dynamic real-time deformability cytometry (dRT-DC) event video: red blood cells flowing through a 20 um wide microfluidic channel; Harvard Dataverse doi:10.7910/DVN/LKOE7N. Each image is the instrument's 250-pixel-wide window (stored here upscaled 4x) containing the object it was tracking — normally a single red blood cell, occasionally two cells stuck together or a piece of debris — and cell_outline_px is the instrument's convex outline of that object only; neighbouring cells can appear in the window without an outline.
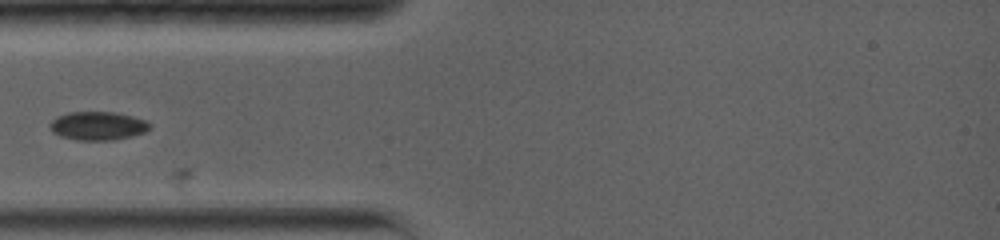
{"species": "common noctule bat (a hibernating species)", "species_latin": "Nyctalus noctula", "temperature_condition": "warm", "stored_images_in_passage": 4, "camera_frame_rate_fps": 5000, "um_per_image_px": 0.085, "animal": {"sex": "female", "body_mass_g": 19.0, "forearm_length_mm": 56.7}, "frame": {"image": 1, "passage_image": 1, "time_ms": 0.0, "image_size_px": [1000, 240], "cell_outline_px": [[152, 128], [144, 132], [132, 136], [112, 140], [76, 140], [60, 136], [52, 132], [52, 120], [56, 116], [68, 112], [112, 112], [132, 116], [144, 120], [152, 124]], "centroid_in_image_um": [8.34, 10.7], "position_along_channel_um": 76.7, "area_um2": 16.53}}
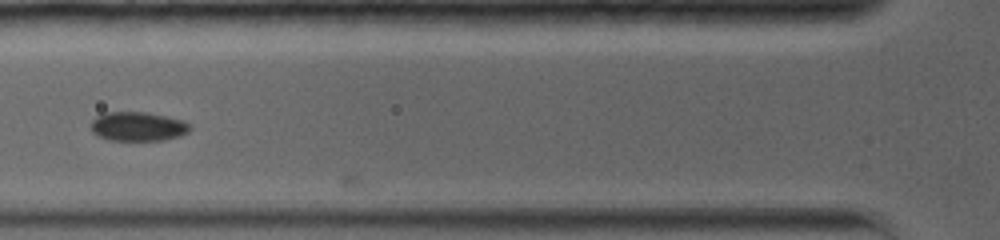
{"frame": {"image": 2, "passage_image": 2, "time_ms": 1.0, "image_size_px": [1000, 240], "cell_outline_px": [[192, 128], [188, 132], [180, 136], [164, 140], [108, 140], [92, 132], [92, 120], [96, 116], [104, 112], [144, 112], [164, 116], [180, 120], [188, 124]], "centroid_in_image_um": [11.7, 10.75], "position_along_channel_um": 114.1, "area_um2": 16.65}}
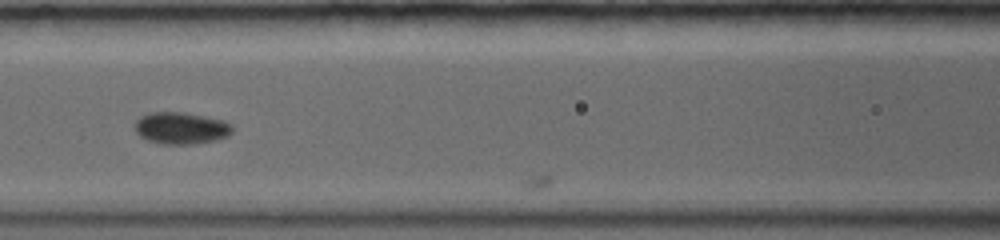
{"frame": {"image": 3, "passage_image": 3, "time_ms": 2.0, "image_size_px": [1000, 240], "cell_outline_px": [[232, 132], [228, 136], [216, 140], [192, 144], [164, 144], [148, 140], [140, 136], [136, 132], [136, 120], [140, 116], [148, 112], [184, 112], [224, 120], [232, 124]], "centroid_in_image_um": [15.4, 10.88], "position_along_channel_um": 151.2, "area_um2": 18.15}}